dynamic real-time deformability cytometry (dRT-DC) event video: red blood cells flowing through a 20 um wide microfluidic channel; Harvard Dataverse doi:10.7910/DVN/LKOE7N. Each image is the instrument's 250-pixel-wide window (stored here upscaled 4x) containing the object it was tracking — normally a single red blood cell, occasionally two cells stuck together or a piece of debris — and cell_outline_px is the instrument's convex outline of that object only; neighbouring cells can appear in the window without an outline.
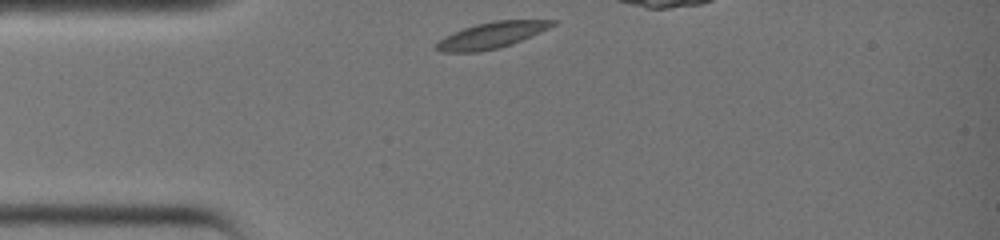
{"species": "common noctule bat (a hibernating species)", "species_latin": "Nyctalus noctula", "temperature_condition": "warm", "stored_images_in_passage": 25, "camera_frame_rate_fps": 3000, "um_per_image_px": 0.085, "animal": {"sex": "female", "body_mass_g": 19.0, "forearm_length_mm": 51.5}, "frame": {"image": 1, "passage_image": 1, "time_ms": 0.0, "image_size_px": [1000, 240], "cell_outline_px": [[560, 20], [556, 24], [540, 32], [512, 44], [480, 52], [440, 52], [436, 48], [436, 44], [444, 36], [452, 32], [476, 24], [496, 20]], "centroid_in_image_um": [41.78, 2.99], "position_along_channel_um": 43.2, "area_um2": 17.57}}
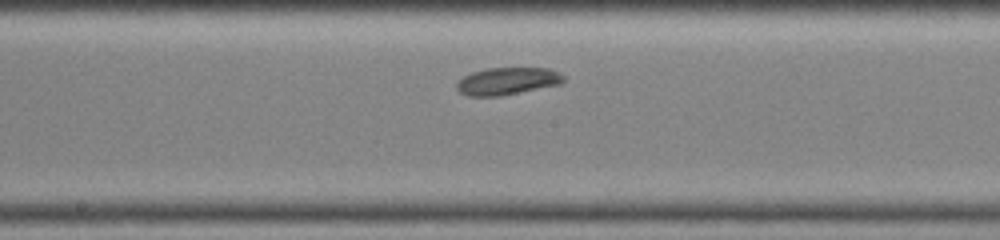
{"frame": {"image": 2, "passage_image": 12, "time_ms": 3.667, "image_size_px": [1000, 240], "cell_outline_px": [[564, 80], [560, 84], [500, 96], [468, 96], [460, 92], [456, 88], [456, 84], [464, 76], [472, 72], [488, 68], [548, 68], [560, 72], [564, 76]], "centroid_in_image_um": [43.13, 6.89], "position_along_channel_um": 205.1, "area_um2": 16.94}}
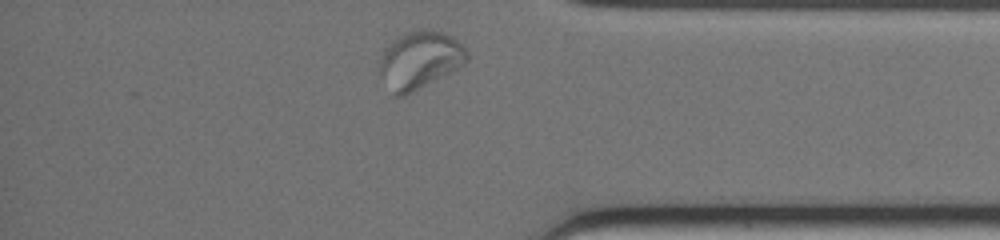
{"frame": {"image": 3, "passage_image": 24, "time_ms": 7.667, "image_size_px": [1000, 240], "cell_outline_px": [[468, 60], [464, 64], [452, 72], [404, 96], [396, 96], [380, 72], [380, 56], [384, 48], [392, 40], [404, 32], [420, 28], [428, 28], [444, 32], [452, 36], [468, 52]], "centroid_in_image_um": [35.7, 5.05], "position_along_channel_um": 399.5, "area_um2": 29.3}}